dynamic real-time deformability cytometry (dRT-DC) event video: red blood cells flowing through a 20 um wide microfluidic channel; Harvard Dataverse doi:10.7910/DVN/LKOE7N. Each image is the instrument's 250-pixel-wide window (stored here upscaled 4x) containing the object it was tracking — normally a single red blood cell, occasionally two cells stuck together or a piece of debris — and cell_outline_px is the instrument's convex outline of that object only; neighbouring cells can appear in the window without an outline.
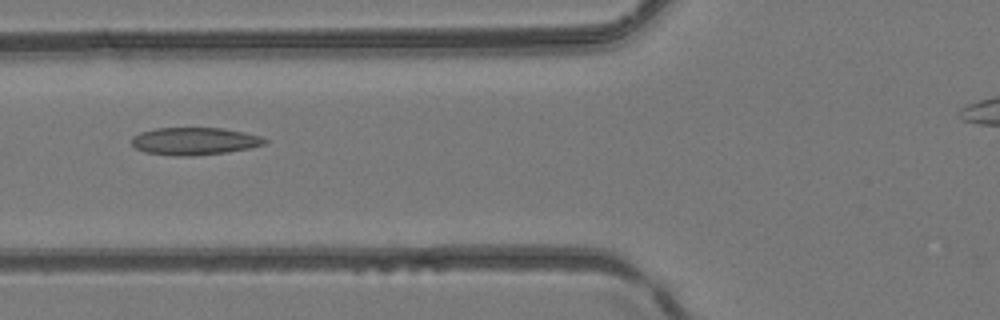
{"species": "common noctule bat (a hibernating species)", "species_latin": "Nyctalus noctula", "temperature_condition": "room temperature", "stored_images_in_passage": 2, "camera_frame_rate_fps": 3000, "um_per_image_px": 0.085, "animal": {"sex": "female", "body_mass_g": 24.6, "forearm_length_mm": 56.2}, "frame": {"image": 1, "passage_image": 2, "time_ms": 1.0, "image_size_px": [1000, 320], "cell_outline_px": [[268, 140], [264, 144], [252, 148], [228, 152], [192, 156], [172, 156], [144, 152], [136, 148], [132, 144], [132, 136], [140, 132], [156, 128], [220, 128], [244, 132], [260, 136]], "centroid_in_image_um": [16.52, 12.01], "position_along_channel_um": 109.3, "area_um2": 21.44}}